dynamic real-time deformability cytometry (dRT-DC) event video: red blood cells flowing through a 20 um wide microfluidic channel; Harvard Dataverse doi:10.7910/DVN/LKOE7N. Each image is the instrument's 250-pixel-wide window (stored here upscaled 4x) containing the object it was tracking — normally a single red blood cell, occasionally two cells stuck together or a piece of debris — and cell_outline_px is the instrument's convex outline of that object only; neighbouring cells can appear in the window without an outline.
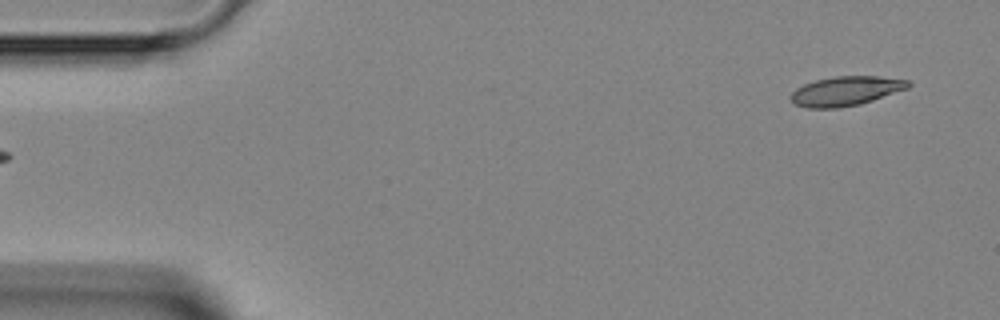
{"species": "Egyptian fruit bat (a non-hibernating species)", "species_latin": "Rousettus aegyptiacus", "temperature_condition": "room temperature", "stored_images_in_passage": 5, "segment_of_instrument_passage": [2, 2], "camera_frame_rate_fps": 3000, "um_per_image_px": 0.085, "animal": {"sex": "female"}, "frame": {"image": 1, "passage_image": 5, "time_ms": 4.667, "image_size_px": [1000, 320], "cell_outline_px": [[912, 84], [908, 88], [860, 104], [836, 108], [808, 108], [796, 104], [788, 96], [796, 88], [804, 84], [816, 80], [836, 76], [876, 76], [908, 80]], "centroid_in_image_um": [71.88, 7.73], "position_along_channel_um": 13.1, "area_um2": 19.94}}